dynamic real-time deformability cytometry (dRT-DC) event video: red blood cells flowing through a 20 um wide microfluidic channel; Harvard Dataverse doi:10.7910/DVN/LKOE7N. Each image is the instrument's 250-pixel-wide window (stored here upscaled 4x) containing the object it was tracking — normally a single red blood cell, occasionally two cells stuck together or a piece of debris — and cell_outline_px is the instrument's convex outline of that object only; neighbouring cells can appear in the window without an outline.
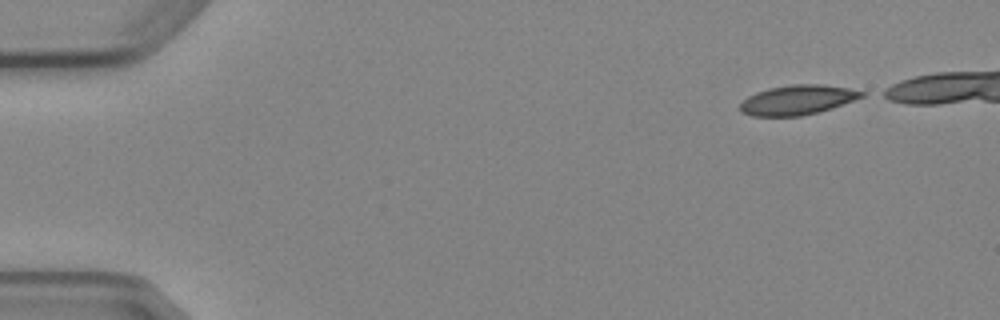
{"species": "Egyptian fruit bat (a non-hibernating species)", "species_latin": "Rousettus aegyptiacus", "temperature_condition": "cold", "stored_images_in_passage": 5, "camera_frame_rate_fps": 3000, "um_per_image_px": 0.085, "animal": {"sex": "female"}, "frame": {"image": 1, "passage_image": 1, "time_ms": 0.0, "image_size_px": [1000, 320], "cell_outline_px": [[868, 92], [864, 96], [832, 108], [800, 116], [752, 116], [740, 112], [740, 104], [748, 96], [756, 92], [768, 88], [792, 84], [824, 84], [848, 88]], "centroid_in_image_um": [67.79, 8.48], "position_along_channel_um": 17.2, "area_um2": 21.04}}